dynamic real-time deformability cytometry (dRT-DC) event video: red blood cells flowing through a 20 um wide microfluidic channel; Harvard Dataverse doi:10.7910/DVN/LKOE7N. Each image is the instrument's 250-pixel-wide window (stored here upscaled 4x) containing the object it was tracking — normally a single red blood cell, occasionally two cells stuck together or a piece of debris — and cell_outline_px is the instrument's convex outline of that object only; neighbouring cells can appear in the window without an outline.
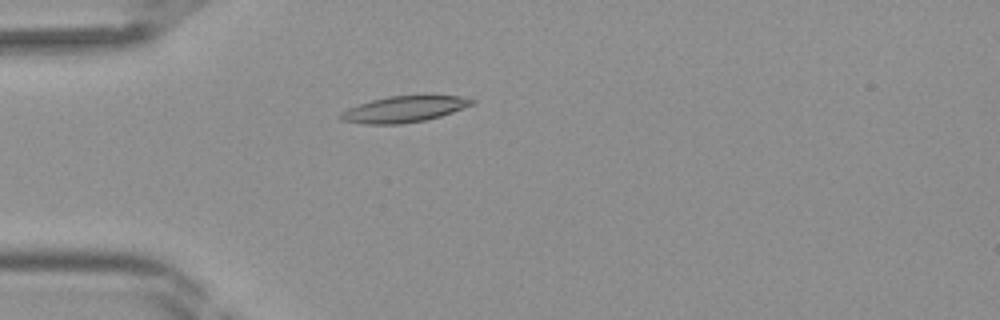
{"species": "Egyptian fruit bat (a non-hibernating species)", "species_latin": "Rousettus aegyptiacus", "temperature_condition": "room temperature", "stored_images_in_passage": 34, "camera_frame_rate_fps": 3000, "um_per_image_px": 0.085, "frame": {"image": 1, "passage_image": 4, "time_ms": 1.0, "image_size_px": [1000, 320], "cell_outline_px": [[476, 100], [472, 104], [452, 112], [440, 116], [424, 120], [400, 124], [368, 124], [340, 120], [340, 112], [348, 108], [372, 100], [388, 96], [460, 96]], "centroid_in_image_um": [34.31, 9.28], "position_along_channel_um": 50.7, "area_um2": 19.59}}
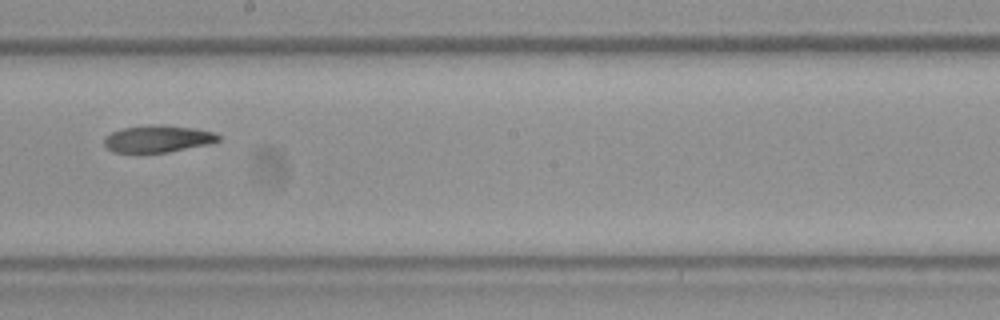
{"frame": {"image": 2, "passage_image": 16, "time_ms": 5.0, "image_size_px": [1000, 320], "cell_outline_px": [[220, 140], [208, 144], [168, 152], [140, 156], [112, 152], [104, 144], [104, 136], [112, 132], [124, 128], [152, 124], [160, 124], [192, 128], [212, 132], [220, 136]], "centroid_in_image_um": [13.32, 11.85], "position_along_channel_um": 234.9, "area_um2": 18.61}}
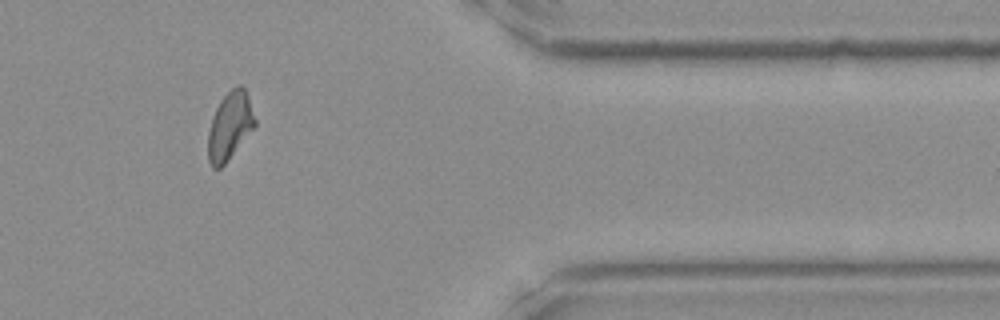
{"frame": {"image": 3, "passage_image": 27, "time_ms": 8.667, "image_size_px": [1000, 320], "cell_outline_px": [[256, 124], [228, 160], [220, 168], [212, 168], [208, 160], [208, 132], [212, 116], [220, 100], [236, 84], [240, 84], [244, 88], [248, 96], [256, 120]], "centroid_in_image_um": [19.52, 10.69], "position_along_channel_um": 391.9, "area_um2": 18.38}}